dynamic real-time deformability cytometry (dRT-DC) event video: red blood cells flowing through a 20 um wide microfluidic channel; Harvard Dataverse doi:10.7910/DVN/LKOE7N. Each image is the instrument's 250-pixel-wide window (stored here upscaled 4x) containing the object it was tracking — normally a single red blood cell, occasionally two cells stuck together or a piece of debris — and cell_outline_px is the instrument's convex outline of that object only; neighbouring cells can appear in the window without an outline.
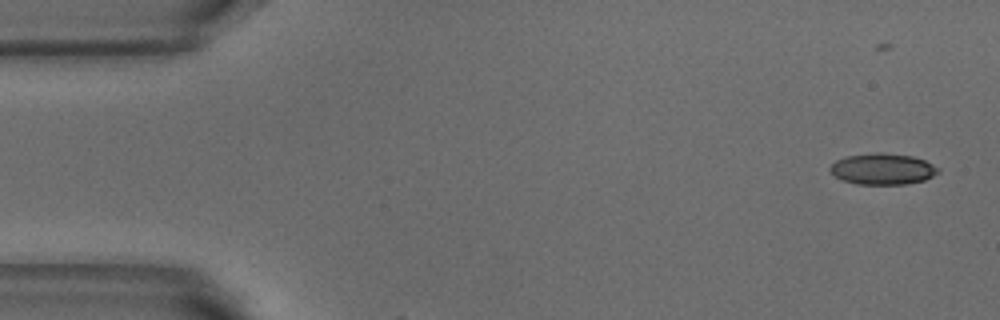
{"species": "common noctule bat (a hibernating species)", "species_latin": "Nyctalus noctula", "temperature_condition": "warm", "stored_images_in_passage": 4, "camera_frame_rate_fps": 3000, "um_per_image_px": 0.085, "animal": {"sex": "male", "body_mass_g": 18.8}, "frame": {"image": 1, "passage_image": 1, "time_ms": 0.0, "image_size_px": [1000, 320], "cell_outline_px": [[940, 172], [924, 180], [904, 184], [856, 184], [844, 180], [836, 176], [828, 168], [836, 160], [848, 156], [880, 152], [912, 156], [924, 160], [940, 168]], "centroid_in_image_um": [75.05, 14.36], "position_along_channel_um": 10.0, "area_um2": 19.42}}